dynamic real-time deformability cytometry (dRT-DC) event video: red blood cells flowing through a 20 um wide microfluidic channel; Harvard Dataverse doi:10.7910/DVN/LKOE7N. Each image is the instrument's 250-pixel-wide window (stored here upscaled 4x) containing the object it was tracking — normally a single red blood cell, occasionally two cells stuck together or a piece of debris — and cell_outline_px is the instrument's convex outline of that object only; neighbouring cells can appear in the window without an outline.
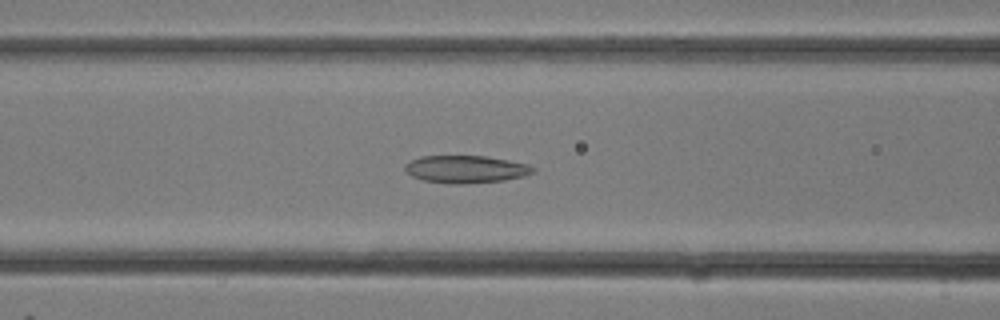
{"species": "common noctule bat (a hibernating species)", "species_latin": "Nyctalus noctula", "temperature_condition": "room temperature", "stored_images_in_passage": 20, "camera_frame_rate_fps": 3000, "um_per_image_px": 0.085, "animal": {"sex": "female"}, "frame": {"image": 1, "passage_image": 11, "time_ms": 3.333, "image_size_px": [1000, 320], "cell_outline_px": [[536, 172], [524, 176], [504, 180], [464, 184], [448, 184], [424, 180], [412, 176], [404, 172], [404, 164], [420, 156], [488, 156], [528, 164], [536, 168]], "centroid_in_image_um": [39.6, 14.38], "position_along_channel_um": 127.0, "area_um2": 20.75}}
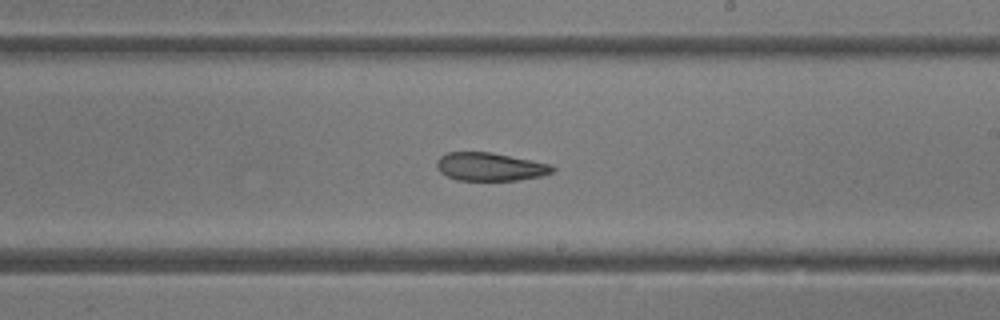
{"frame": {"image": 2, "passage_image": 16, "time_ms": 5.0, "image_size_px": [1000, 320], "cell_outline_px": [[556, 168], [552, 172], [544, 176], [520, 180], [456, 180], [440, 172], [436, 168], [436, 160], [440, 156], [448, 152], [492, 152], [552, 164]], "centroid_in_image_um": [41.68, 14.17], "position_along_channel_um": 247.3, "area_um2": 19.25}}
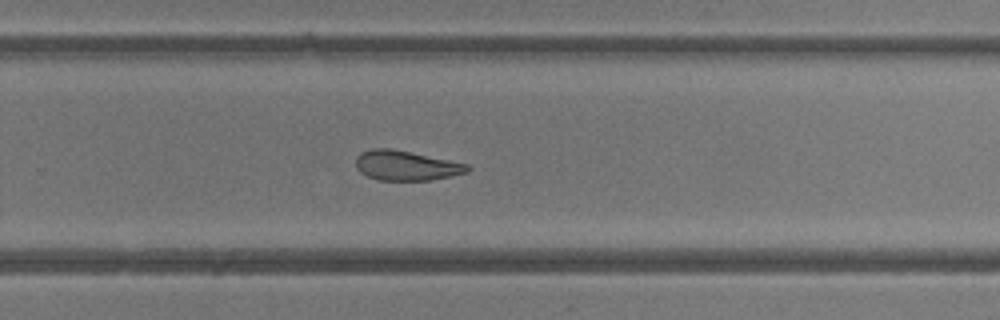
{"frame": {"image": 3, "passage_image": 18, "time_ms": 5.667, "image_size_px": [1000, 320], "cell_outline_px": [[472, 168], [468, 172], [452, 176], [432, 180], [380, 180], [368, 176], [360, 172], [356, 168], [356, 156], [360, 152], [372, 148], [392, 148], [468, 164]], "centroid_in_image_um": [34.52, 14.07], "position_along_channel_um": 295.3, "area_um2": 19.48}}